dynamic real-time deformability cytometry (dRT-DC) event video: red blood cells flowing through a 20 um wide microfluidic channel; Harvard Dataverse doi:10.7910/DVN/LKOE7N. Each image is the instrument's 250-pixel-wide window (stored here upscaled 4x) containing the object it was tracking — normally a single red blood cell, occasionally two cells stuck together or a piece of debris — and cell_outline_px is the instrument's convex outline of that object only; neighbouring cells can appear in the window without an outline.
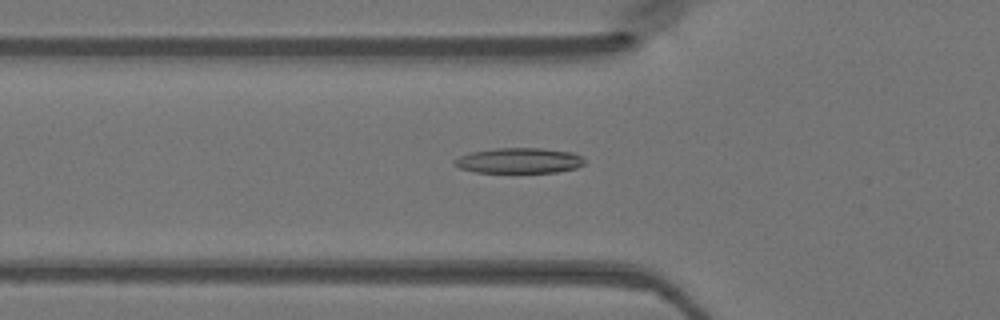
{"species": "Egyptian fruit bat (a non-hibernating species)", "species_latin": "Rousettus aegyptiacus", "temperature_condition": "warm", "stored_images_in_passage": 44, "camera_frame_rate_fps": 3000, "um_per_image_px": 0.085, "animal": {"sex": "female"}, "frame": {"image": 1, "passage_image": 13, "time_ms": 4.0, "image_size_px": [1000, 320], "cell_outline_px": [[584, 164], [576, 168], [556, 172], [476, 172], [460, 168], [452, 164], [452, 160], [460, 156], [472, 152], [496, 148], [544, 148], [572, 152], [580, 156], [584, 160]], "centroid_in_image_um": [44.11, 13.64], "position_along_channel_um": 81.7, "area_um2": 19.19}}
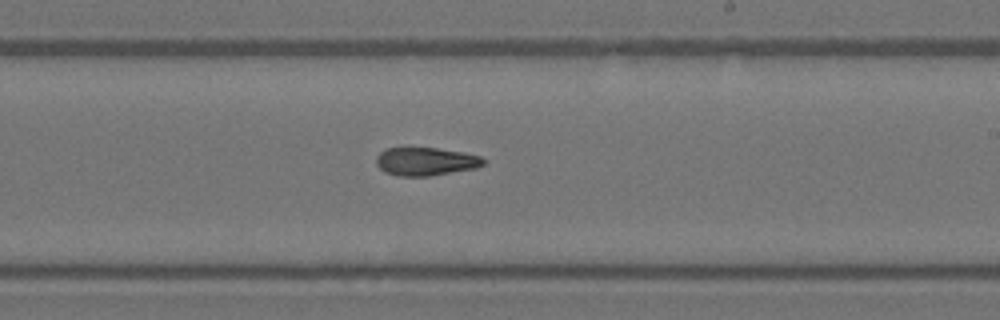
{"frame": {"image": 2, "passage_image": 25, "time_ms": 8.0, "image_size_px": [1000, 320], "cell_outline_px": [[484, 164], [476, 168], [428, 176], [396, 176], [384, 172], [376, 164], [376, 156], [380, 152], [388, 148], [436, 148], [464, 152], [480, 156], [484, 160]], "centroid_in_image_um": [36.16, 13.73], "position_along_channel_um": 252.8, "area_um2": 17.57}}
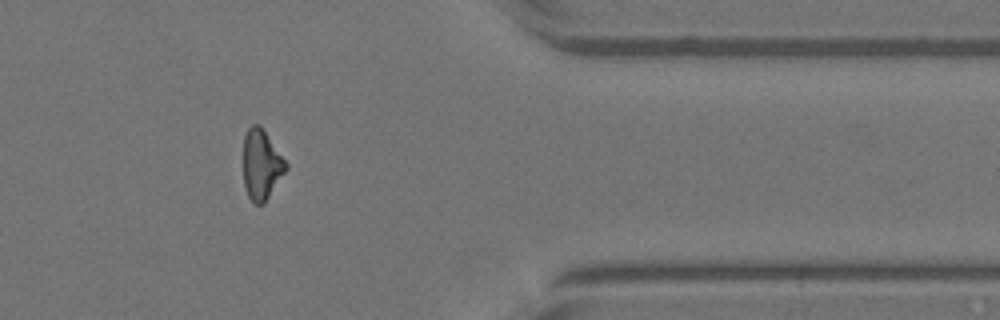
{"frame": {"image": 3, "passage_image": 36, "time_ms": 11.667, "image_size_px": [1000, 320], "cell_outline_px": [[288, 168], [264, 204], [256, 204], [248, 196], [244, 184], [244, 136], [248, 128], [252, 124], [260, 124], [288, 164]], "centroid_in_image_um": [22.23, 13.98], "position_along_channel_um": 389.2, "area_um2": 17.34}}